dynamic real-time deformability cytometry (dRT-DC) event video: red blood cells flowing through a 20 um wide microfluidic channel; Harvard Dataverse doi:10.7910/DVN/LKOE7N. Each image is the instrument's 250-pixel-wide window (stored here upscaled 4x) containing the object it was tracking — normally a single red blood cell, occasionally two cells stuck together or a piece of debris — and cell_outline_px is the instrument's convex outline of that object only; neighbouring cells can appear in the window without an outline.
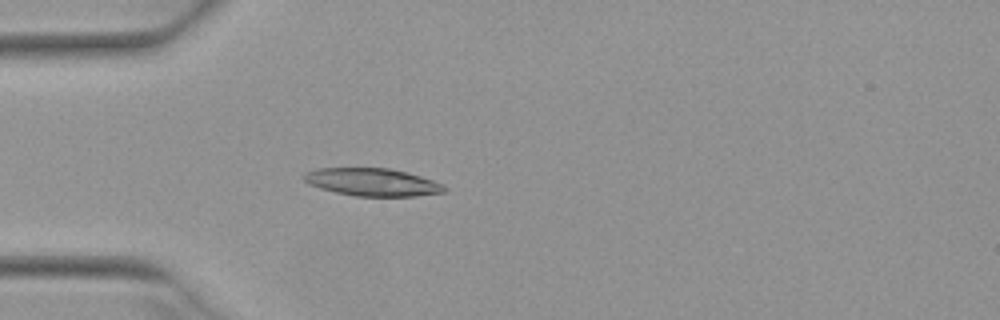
{"species": "Egyptian fruit bat (a non-hibernating species)", "species_latin": "Rousettus aegyptiacus", "temperature_condition": "warm", "stored_images_in_passage": 51, "camera_frame_rate_fps": 3000, "um_per_image_px": 0.085, "animal": {"sex": "female"}, "frame": {"image": 1, "passage_image": 14, "time_ms": 4.333, "image_size_px": [1000, 320], "cell_outline_px": [[448, 188], [444, 192], [416, 196], [356, 196], [336, 192], [320, 188], [308, 184], [304, 180], [304, 176], [308, 172], [320, 168], [388, 168], [420, 176], [444, 184]], "centroid_in_image_um": [31.68, 15.49], "position_along_channel_um": 53.3, "area_um2": 22.43}}
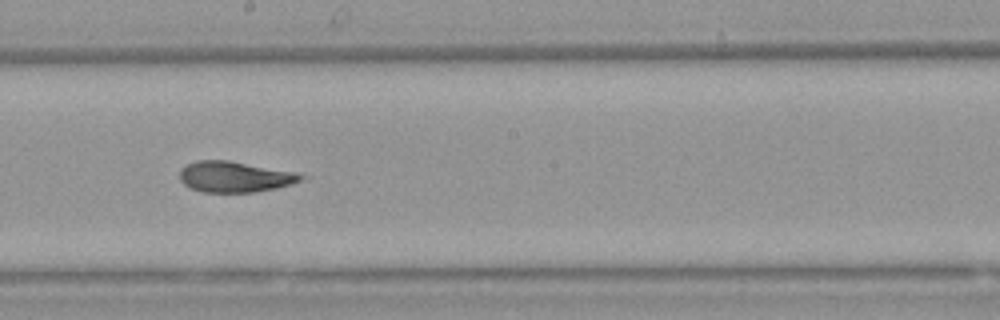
{"frame": {"image": 2, "passage_image": 28, "time_ms": 9.0, "image_size_px": [1000, 320], "cell_outline_px": [[308, 176], [292, 184], [276, 188], [252, 192], [204, 192], [188, 188], [180, 180], [180, 168], [196, 160], [228, 160], [296, 172]], "centroid_in_image_um": [19.94, 15.02], "position_along_channel_um": 228.3, "area_um2": 21.85}}
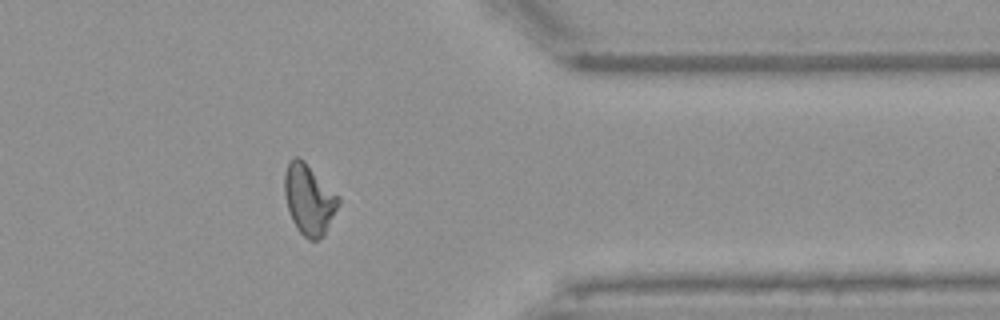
{"frame": {"image": 3, "passage_image": 41, "time_ms": 13.333, "image_size_px": [1000, 320], "cell_outline_px": [[340, 200], [324, 236], [316, 240], [308, 240], [296, 228], [292, 220], [284, 196], [284, 172], [288, 164], [296, 156], [304, 160], [340, 196]], "centroid_in_image_um": [26.26, 16.95], "position_along_channel_um": 385.1, "area_um2": 22.08}, "authors_computed_cell_mechanics": {"area_um2": 21.8484, "velocity_mm_per_s": 3.9487, "shape_relaxation_time_tau1_ms": null, "shape_relaxation_time_tau2_ms": 1.723, "deformation_change_tau1": null, "deformation_change_tau2": 0.082}}